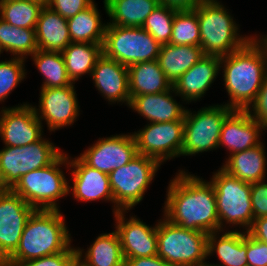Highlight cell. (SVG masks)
Masks as SVG:
<instances>
[{
	"mask_svg": "<svg viewBox=\"0 0 267 266\" xmlns=\"http://www.w3.org/2000/svg\"><path fill=\"white\" fill-rule=\"evenodd\" d=\"M37 50L35 29L16 27L0 18V55L6 51L13 57L27 59Z\"/></svg>",
	"mask_w": 267,
	"mask_h": 266,
	"instance_id": "32",
	"label": "cell"
},
{
	"mask_svg": "<svg viewBox=\"0 0 267 266\" xmlns=\"http://www.w3.org/2000/svg\"><path fill=\"white\" fill-rule=\"evenodd\" d=\"M26 59L12 57L9 60L0 61V102H4L11 91L19 85L26 77Z\"/></svg>",
	"mask_w": 267,
	"mask_h": 266,
	"instance_id": "37",
	"label": "cell"
},
{
	"mask_svg": "<svg viewBox=\"0 0 267 266\" xmlns=\"http://www.w3.org/2000/svg\"><path fill=\"white\" fill-rule=\"evenodd\" d=\"M249 115L267 130V76L260 87L255 100L246 109Z\"/></svg>",
	"mask_w": 267,
	"mask_h": 266,
	"instance_id": "39",
	"label": "cell"
},
{
	"mask_svg": "<svg viewBox=\"0 0 267 266\" xmlns=\"http://www.w3.org/2000/svg\"><path fill=\"white\" fill-rule=\"evenodd\" d=\"M223 5L218 0H203L194 9L198 16L200 47L205 55H228L253 38V35H240L239 25Z\"/></svg>",
	"mask_w": 267,
	"mask_h": 266,
	"instance_id": "4",
	"label": "cell"
},
{
	"mask_svg": "<svg viewBox=\"0 0 267 266\" xmlns=\"http://www.w3.org/2000/svg\"><path fill=\"white\" fill-rule=\"evenodd\" d=\"M68 163V169H72L71 179L73 182L72 188L69 185L68 192H72L74 199L88 203L96 200L112 202L114 213V196L110 187L109 175L90 167L79 156L74 159L68 156Z\"/></svg>",
	"mask_w": 267,
	"mask_h": 266,
	"instance_id": "18",
	"label": "cell"
},
{
	"mask_svg": "<svg viewBox=\"0 0 267 266\" xmlns=\"http://www.w3.org/2000/svg\"><path fill=\"white\" fill-rule=\"evenodd\" d=\"M35 66L43 76L41 88H57L72 85L68 77L62 52L38 49L31 55Z\"/></svg>",
	"mask_w": 267,
	"mask_h": 266,
	"instance_id": "33",
	"label": "cell"
},
{
	"mask_svg": "<svg viewBox=\"0 0 267 266\" xmlns=\"http://www.w3.org/2000/svg\"><path fill=\"white\" fill-rule=\"evenodd\" d=\"M42 8L29 0H0V18L16 27L35 29Z\"/></svg>",
	"mask_w": 267,
	"mask_h": 266,
	"instance_id": "34",
	"label": "cell"
},
{
	"mask_svg": "<svg viewBox=\"0 0 267 266\" xmlns=\"http://www.w3.org/2000/svg\"><path fill=\"white\" fill-rule=\"evenodd\" d=\"M161 45L142 27L107 25L103 54L130 66L138 62L157 60Z\"/></svg>",
	"mask_w": 267,
	"mask_h": 266,
	"instance_id": "9",
	"label": "cell"
},
{
	"mask_svg": "<svg viewBox=\"0 0 267 266\" xmlns=\"http://www.w3.org/2000/svg\"><path fill=\"white\" fill-rule=\"evenodd\" d=\"M124 266H171L165 262L160 256L137 257L125 259Z\"/></svg>",
	"mask_w": 267,
	"mask_h": 266,
	"instance_id": "44",
	"label": "cell"
},
{
	"mask_svg": "<svg viewBox=\"0 0 267 266\" xmlns=\"http://www.w3.org/2000/svg\"><path fill=\"white\" fill-rule=\"evenodd\" d=\"M125 213L128 212L117 211L114 214L115 230L120 239L124 259L157 255V223L152 227L135 215L128 219Z\"/></svg>",
	"mask_w": 267,
	"mask_h": 266,
	"instance_id": "17",
	"label": "cell"
},
{
	"mask_svg": "<svg viewBox=\"0 0 267 266\" xmlns=\"http://www.w3.org/2000/svg\"><path fill=\"white\" fill-rule=\"evenodd\" d=\"M35 34L40 50L62 52L71 43L67 19L49 6L41 9Z\"/></svg>",
	"mask_w": 267,
	"mask_h": 266,
	"instance_id": "25",
	"label": "cell"
},
{
	"mask_svg": "<svg viewBox=\"0 0 267 266\" xmlns=\"http://www.w3.org/2000/svg\"><path fill=\"white\" fill-rule=\"evenodd\" d=\"M110 22L107 25L142 27L146 18L160 4L159 0H104Z\"/></svg>",
	"mask_w": 267,
	"mask_h": 266,
	"instance_id": "29",
	"label": "cell"
},
{
	"mask_svg": "<svg viewBox=\"0 0 267 266\" xmlns=\"http://www.w3.org/2000/svg\"><path fill=\"white\" fill-rule=\"evenodd\" d=\"M138 154L132 133L99 138L79 157L90 167L106 174L129 163Z\"/></svg>",
	"mask_w": 267,
	"mask_h": 266,
	"instance_id": "14",
	"label": "cell"
},
{
	"mask_svg": "<svg viewBox=\"0 0 267 266\" xmlns=\"http://www.w3.org/2000/svg\"><path fill=\"white\" fill-rule=\"evenodd\" d=\"M77 260L84 266H124L120 239L116 230L100 234L95 241L85 249L77 248ZM84 253V256H83Z\"/></svg>",
	"mask_w": 267,
	"mask_h": 266,
	"instance_id": "27",
	"label": "cell"
},
{
	"mask_svg": "<svg viewBox=\"0 0 267 266\" xmlns=\"http://www.w3.org/2000/svg\"><path fill=\"white\" fill-rule=\"evenodd\" d=\"M199 266H213V265H211V264H209L208 262H206V263L201 264V265H199Z\"/></svg>",
	"mask_w": 267,
	"mask_h": 266,
	"instance_id": "50",
	"label": "cell"
},
{
	"mask_svg": "<svg viewBox=\"0 0 267 266\" xmlns=\"http://www.w3.org/2000/svg\"><path fill=\"white\" fill-rule=\"evenodd\" d=\"M69 168L68 155L62 153L52 164L23 175L10 189L34 209L60 210L59 198L69 194V182L62 166Z\"/></svg>",
	"mask_w": 267,
	"mask_h": 266,
	"instance_id": "5",
	"label": "cell"
},
{
	"mask_svg": "<svg viewBox=\"0 0 267 266\" xmlns=\"http://www.w3.org/2000/svg\"><path fill=\"white\" fill-rule=\"evenodd\" d=\"M220 70L229 101L224 105L246 110L267 76V55L263 47L251 38L242 48L221 56Z\"/></svg>",
	"mask_w": 267,
	"mask_h": 266,
	"instance_id": "2",
	"label": "cell"
},
{
	"mask_svg": "<svg viewBox=\"0 0 267 266\" xmlns=\"http://www.w3.org/2000/svg\"><path fill=\"white\" fill-rule=\"evenodd\" d=\"M29 1L38 3L43 7L49 6V4H50V0H29Z\"/></svg>",
	"mask_w": 267,
	"mask_h": 266,
	"instance_id": "47",
	"label": "cell"
},
{
	"mask_svg": "<svg viewBox=\"0 0 267 266\" xmlns=\"http://www.w3.org/2000/svg\"><path fill=\"white\" fill-rule=\"evenodd\" d=\"M6 190V188L2 185L1 181H0V196L2 195V193Z\"/></svg>",
	"mask_w": 267,
	"mask_h": 266,
	"instance_id": "48",
	"label": "cell"
},
{
	"mask_svg": "<svg viewBox=\"0 0 267 266\" xmlns=\"http://www.w3.org/2000/svg\"><path fill=\"white\" fill-rule=\"evenodd\" d=\"M103 44L71 42L63 51L68 77L75 83L84 74L91 76L97 59L103 54Z\"/></svg>",
	"mask_w": 267,
	"mask_h": 266,
	"instance_id": "31",
	"label": "cell"
},
{
	"mask_svg": "<svg viewBox=\"0 0 267 266\" xmlns=\"http://www.w3.org/2000/svg\"><path fill=\"white\" fill-rule=\"evenodd\" d=\"M94 0H50L49 7L65 19L90 7Z\"/></svg>",
	"mask_w": 267,
	"mask_h": 266,
	"instance_id": "40",
	"label": "cell"
},
{
	"mask_svg": "<svg viewBox=\"0 0 267 266\" xmlns=\"http://www.w3.org/2000/svg\"><path fill=\"white\" fill-rule=\"evenodd\" d=\"M62 153L44 137L25 146H4L0 150V181L11 189L23 175L52 164Z\"/></svg>",
	"mask_w": 267,
	"mask_h": 266,
	"instance_id": "11",
	"label": "cell"
},
{
	"mask_svg": "<svg viewBox=\"0 0 267 266\" xmlns=\"http://www.w3.org/2000/svg\"><path fill=\"white\" fill-rule=\"evenodd\" d=\"M73 266H84L82 263H80L78 260L74 263Z\"/></svg>",
	"mask_w": 267,
	"mask_h": 266,
	"instance_id": "49",
	"label": "cell"
},
{
	"mask_svg": "<svg viewBox=\"0 0 267 266\" xmlns=\"http://www.w3.org/2000/svg\"><path fill=\"white\" fill-rule=\"evenodd\" d=\"M210 182L216 195L219 231H223L226 224H229L231 228L242 227L247 232L254 220L251 184L230 175L222 168L213 173Z\"/></svg>",
	"mask_w": 267,
	"mask_h": 266,
	"instance_id": "7",
	"label": "cell"
},
{
	"mask_svg": "<svg viewBox=\"0 0 267 266\" xmlns=\"http://www.w3.org/2000/svg\"><path fill=\"white\" fill-rule=\"evenodd\" d=\"M247 233L256 240L267 244V216L254 219Z\"/></svg>",
	"mask_w": 267,
	"mask_h": 266,
	"instance_id": "43",
	"label": "cell"
},
{
	"mask_svg": "<svg viewBox=\"0 0 267 266\" xmlns=\"http://www.w3.org/2000/svg\"><path fill=\"white\" fill-rule=\"evenodd\" d=\"M205 56L199 46L194 45H161L157 61L166 78L172 83Z\"/></svg>",
	"mask_w": 267,
	"mask_h": 266,
	"instance_id": "28",
	"label": "cell"
},
{
	"mask_svg": "<svg viewBox=\"0 0 267 266\" xmlns=\"http://www.w3.org/2000/svg\"><path fill=\"white\" fill-rule=\"evenodd\" d=\"M128 79L130 99L138 95L162 93L172 87L157 60L128 66Z\"/></svg>",
	"mask_w": 267,
	"mask_h": 266,
	"instance_id": "26",
	"label": "cell"
},
{
	"mask_svg": "<svg viewBox=\"0 0 267 266\" xmlns=\"http://www.w3.org/2000/svg\"><path fill=\"white\" fill-rule=\"evenodd\" d=\"M71 42L103 44L107 23H103L97 4L67 19Z\"/></svg>",
	"mask_w": 267,
	"mask_h": 266,
	"instance_id": "30",
	"label": "cell"
},
{
	"mask_svg": "<svg viewBox=\"0 0 267 266\" xmlns=\"http://www.w3.org/2000/svg\"><path fill=\"white\" fill-rule=\"evenodd\" d=\"M216 231L208 234V257L216 253L219 263L213 266H248L247 232L235 230ZM228 231V232H227ZM242 231V232H241ZM223 232V233H222ZM222 233L221 235H219Z\"/></svg>",
	"mask_w": 267,
	"mask_h": 266,
	"instance_id": "23",
	"label": "cell"
},
{
	"mask_svg": "<svg viewBox=\"0 0 267 266\" xmlns=\"http://www.w3.org/2000/svg\"><path fill=\"white\" fill-rule=\"evenodd\" d=\"M90 77L109 104L124 103L129 107L131 99L127 66L102 54L97 59Z\"/></svg>",
	"mask_w": 267,
	"mask_h": 266,
	"instance_id": "20",
	"label": "cell"
},
{
	"mask_svg": "<svg viewBox=\"0 0 267 266\" xmlns=\"http://www.w3.org/2000/svg\"><path fill=\"white\" fill-rule=\"evenodd\" d=\"M61 210L35 209L28 218L19 245L1 264H20L66 251L71 246V234Z\"/></svg>",
	"mask_w": 267,
	"mask_h": 266,
	"instance_id": "3",
	"label": "cell"
},
{
	"mask_svg": "<svg viewBox=\"0 0 267 266\" xmlns=\"http://www.w3.org/2000/svg\"><path fill=\"white\" fill-rule=\"evenodd\" d=\"M77 261L76 247L70 246L66 251L44 256L20 264L19 266H73Z\"/></svg>",
	"mask_w": 267,
	"mask_h": 266,
	"instance_id": "38",
	"label": "cell"
},
{
	"mask_svg": "<svg viewBox=\"0 0 267 266\" xmlns=\"http://www.w3.org/2000/svg\"><path fill=\"white\" fill-rule=\"evenodd\" d=\"M233 108L214 104L196 111L186 108L181 156H195L218 149L221 128Z\"/></svg>",
	"mask_w": 267,
	"mask_h": 266,
	"instance_id": "10",
	"label": "cell"
},
{
	"mask_svg": "<svg viewBox=\"0 0 267 266\" xmlns=\"http://www.w3.org/2000/svg\"><path fill=\"white\" fill-rule=\"evenodd\" d=\"M255 40L263 47L267 55V35H259V37L255 34L253 36Z\"/></svg>",
	"mask_w": 267,
	"mask_h": 266,
	"instance_id": "46",
	"label": "cell"
},
{
	"mask_svg": "<svg viewBox=\"0 0 267 266\" xmlns=\"http://www.w3.org/2000/svg\"><path fill=\"white\" fill-rule=\"evenodd\" d=\"M43 123L39 121L32 104L2 107L0 111V137L5 146L20 147L43 137Z\"/></svg>",
	"mask_w": 267,
	"mask_h": 266,
	"instance_id": "16",
	"label": "cell"
},
{
	"mask_svg": "<svg viewBox=\"0 0 267 266\" xmlns=\"http://www.w3.org/2000/svg\"><path fill=\"white\" fill-rule=\"evenodd\" d=\"M170 44L200 47L198 16L194 10H178L175 13Z\"/></svg>",
	"mask_w": 267,
	"mask_h": 266,
	"instance_id": "35",
	"label": "cell"
},
{
	"mask_svg": "<svg viewBox=\"0 0 267 266\" xmlns=\"http://www.w3.org/2000/svg\"><path fill=\"white\" fill-rule=\"evenodd\" d=\"M176 96L178 95L172 86L162 93L134 96L130 101L129 108L150 123L184 120L186 107L180 102L177 103L176 99H174Z\"/></svg>",
	"mask_w": 267,
	"mask_h": 266,
	"instance_id": "22",
	"label": "cell"
},
{
	"mask_svg": "<svg viewBox=\"0 0 267 266\" xmlns=\"http://www.w3.org/2000/svg\"><path fill=\"white\" fill-rule=\"evenodd\" d=\"M266 180L251 184V202L254 219L267 216V183Z\"/></svg>",
	"mask_w": 267,
	"mask_h": 266,
	"instance_id": "41",
	"label": "cell"
},
{
	"mask_svg": "<svg viewBox=\"0 0 267 266\" xmlns=\"http://www.w3.org/2000/svg\"><path fill=\"white\" fill-rule=\"evenodd\" d=\"M263 126L246 110L234 109L224 120L218 148L226 147L229 154L244 151L262 143Z\"/></svg>",
	"mask_w": 267,
	"mask_h": 266,
	"instance_id": "19",
	"label": "cell"
},
{
	"mask_svg": "<svg viewBox=\"0 0 267 266\" xmlns=\"http://www.w3.org/2000/svg\"><path fill=\"white\" fill-rule=\"evenodd\" d=\"M203 0H159L161 4L177 10H194Z\"/></svg>",
	"mask_w": 267,
	"mask_h": 266,
	"instance_id": "45",
	"label": "cell"
},
{
	"mask_svg": "<svg viewBox=\"0 0 267 266\" xmlns=\"http://www.w3.org/2000/svg\"><path fill=\"white\" fill-rule=\"evenodd\" d=\"M248 266H267V244L247 233Z\"/></svg>",
	"mask_w": 267,
	"mask_h": 266,
	"instance_id": "42",
	"label": "cell"
},
{
	"mask_svg": "<svg viewBox=\"0 0 267 266\" xmlns=\"http://www.w3.org/2000/svg\"><path fill=\"white\" fill-rule=\"evenodd\" d=\"M264 145L262 142L256 147L228 155L221 168L246 183L265 180L267 153Z\"/></svg>",
	"mask_w": 267,
	"mask_h": 266,
	"instance_id": "24",
	"label": "cell"
},
{
	"mask_svg": "<svg viewBox=\"0 0 267 266\" xmlns=\"http://www.w3.org/2000/svg\"><path fill=\"white\" fill-rule=\"evenodd\" d=\"M163 216L185 229L207 234L219 231L216 195L211 182L184 170L170 180Z\"/></svg>",
	"mask_w": 267,
	"mask_h": 266,
	"instance_id": "1",
	"label": "cell"
},
{
	"mask_svg": "<svg viewBox=\"0 0 267 266\" xmlns=\"http://www.w3.org/2000/svg\"><path fill=\"white\" fill-rule=\"evenodd\" d=\"M138 154L152 157L161 164L181 156L184 120L164 123L151 122L137 132H132Z\"/></svg>",
	"mask_w": 267,
	"mask_h": 266,
	"instance_id": "12",
	"label": "cell"
},
{
	"mask_svg": "<svg viewBox=\"0 0 267 266\" xmlns=\"http://www.w3.org/2000/svg\"><path fill=\"white\" fill-rule=\"evenodd\" d=\"M220 63V56L205 55L172 85L176 94L188 104L199 101L217 79Z\"/></svg>",
	"mask_w": 267,
	"mask_h": 266,
	"instance_id": "21",
	"label": "cell"
},
{
	"mask_svg": "<svg viewBox=\"0 0 267 266\" xmlns=\"http://www.w3.org/2000/svg\"><path fill=\"white\" fill-rule=\"evenodd\" d=\"M178 10L165 4H159L146 18L142 28L160 44L170 43L175 13Z\"/></svg>",
	"mask_w": 267,
	"mask_h": 266,
	"instance_id": "36",
	"label": "cell"
},
{
	"mask_svg": "<svg viewBox=\"0 0 267 266\" xmlns=\"http://www.w3.org/2000/svg\"><path fill=\"white\" fill-rule=\"evenodd\" d=\"M161 165L152 157L137 154L129 163L109 174L114 214L117 211H129L143 200Z\"/></svg>",
	"mask_w": 267,
	"mask_h": 266,
	"instance_id": "8",
	"label": "cell"
},
{
	"mask_svg": "<svg viewBox=\"0 0 267 266\" xmlns=\"http://www.w3.org/2000/svg\"><path fill=\"white\" fill-rule=\"evenodd\" d=\"M39 105H33L37 118L46 122L49 132L73 125L80 115L75 83L65 87L41 88ZM38 108V109H37Z\"/></svg>",
	"mask_w": 267,
	"mask_h": 266,
	"instance_id": "13",
	"label": "cell"
},
{
	"mask_svg": "<svg viewBox=\"0 0 267 266\" xmlns=\"http://www.w3.org/2000/svg\"><path fill=\"white\" fill-rule=\"evenodd\" d=\"M157 222V255L171 266H199L208 258V234L185 229L164 216Z\"/></svg>",
	"mask_w": 267,
	"mask_h": 266,
	"instance_id": "6",
	"label": "cell"
},
{
	"mask_svg": "<svg viewBox=\"0 0 267 266\" xmlns=\"http://www.w3.org/2000/svg\"><path fill=\"white\" fill-rule=\"evenodd\" d=\"M34 210L10 189L0 196V264L18 247L25 224Z\"/></svg>",
	"mask_w": 267,
	"mask_h": 266,
	"instance_id": "15",
	"label": "cell"
}]
</instances>
